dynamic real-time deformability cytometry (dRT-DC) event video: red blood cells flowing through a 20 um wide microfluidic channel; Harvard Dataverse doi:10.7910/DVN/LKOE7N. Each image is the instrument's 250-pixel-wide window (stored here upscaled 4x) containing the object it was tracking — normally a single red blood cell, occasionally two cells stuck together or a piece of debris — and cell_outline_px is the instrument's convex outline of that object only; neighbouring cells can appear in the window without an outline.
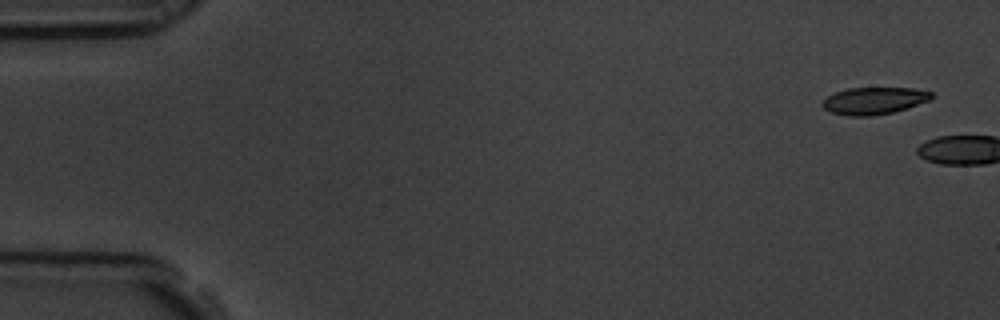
{"species": "common noctule bat (a hibernating species)", "species_latin": "Nyctalus noctula", "temperature_condition": "room temperature", "stored_images_in_passage": 2, "camera_frame_rate_fps": 3000, "um_per_image_px": 0.085, "animal": {"sex": "male", "body_mass_g": 19.5, "forearm_length_mm": 54.6}, "frame": {"image": 1, "passage_image": 1, "time_ms": 0.0, "image_size_px": [1000, 320], "cell_outline_px": [[932, 96], [928, 100], [908, 108], [892, 112], [868, 116], [848, 116], [832, 112], [824, 108], [820, 104], [828, 96], [836, 92], [848, 88], [912, 88], [932, 92]], "centroid_in_image_um": [74.27, 8.56], "position_along_channel_um": 10.7, "area_um2": 16.99}}